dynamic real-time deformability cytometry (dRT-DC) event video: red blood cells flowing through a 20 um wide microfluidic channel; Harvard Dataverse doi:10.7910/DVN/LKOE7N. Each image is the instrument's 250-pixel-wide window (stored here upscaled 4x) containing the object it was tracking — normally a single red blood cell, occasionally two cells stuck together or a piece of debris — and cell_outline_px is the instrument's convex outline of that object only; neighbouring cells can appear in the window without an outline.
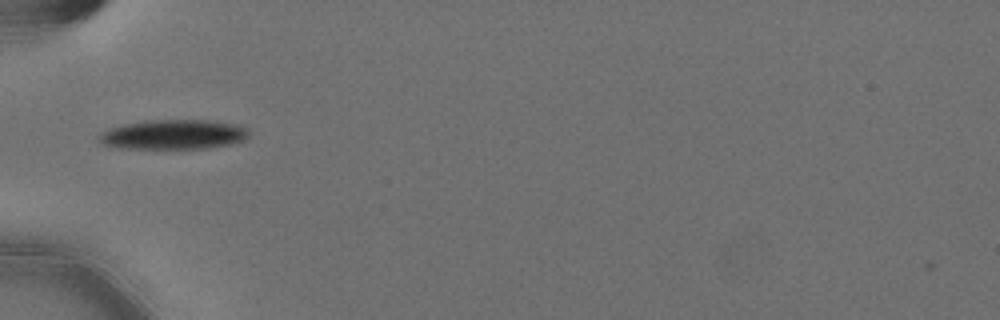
{"species": "Egyptian fruit bat (a non-hibernating species)", "species_latin": "Rousettus aegyptiacus", "temperature_condition": "cold", "stored_images_in_passage": 38, "camera_frame_rate_fps": 3000, "um_per_image_px": 0.085, "animal": {"sex": "female"}, "frame": {"image": 1, "passage_image": 1, "time_ms": 0.0, "image_size_px": [1000, 320], "cell_outline_px": [[248, 136], [244, 140], [232, 144], [208, 148], [128, 148], [104, 144], [100, 140], [100, 136], [108, 128], [124, 124], [144, 120], [216, 120], [240, 124], [248, 128]], "centroid_in_image_um": [14.86, 11.41], "position_along_channel_um": 70.1, "area_um2": 25.89}}
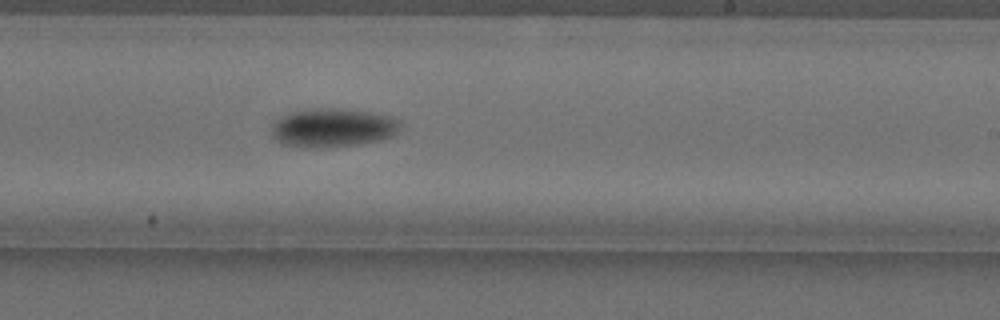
{"frame": {"image": 2, "passage_image": 17, "time_ms": 5.333, "image_size_px": [1000, 320], "cell_outline_px": [[400, 128], [392, 136], [380, 140], [360, 144], [328, 148], [304, 148], [284, 144], [276, 140], [272, 136], [272, 124], [280, 116], [288, 112], [300, 108], [340, 108], [372, 112], [392, 116], [400, 120]], "centroid_in_image_um": [28.26, 10.85], "position_along_channel_um": 260.7, "area_um2": 29.82}}
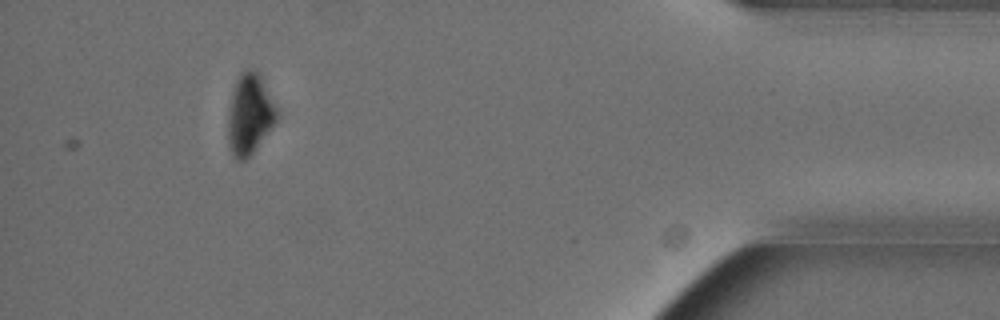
{"frame": {"image": 3, "passage_image": 34, "time_ms": 11.0, "image_size_px": [1000, 320], "cell_outline_px": [[280, 116], [272, 128], [252, 152], [244, 160], [236, 160], [232, 156], [228, 148], [228, 116], [232, 92], [236, 80], [248, 68], [252, 68], [260, 76], [280, 108]], "centroid_in_image_um": [21.26, 9.72], "position_along_channel_um": 413.9, "area_um2": 23.18}, "authors_computed_cell_mechanics": {"area_um2": 26.3857, "velocity_mm_per_s": 3.5918, "shape_relaxation_time_tau1_ms": 3.1688, "shape_relaxation_time_tau2_ms": null, "deformation_change_tau1": 0.129, "deformation_change_tau2": null}}